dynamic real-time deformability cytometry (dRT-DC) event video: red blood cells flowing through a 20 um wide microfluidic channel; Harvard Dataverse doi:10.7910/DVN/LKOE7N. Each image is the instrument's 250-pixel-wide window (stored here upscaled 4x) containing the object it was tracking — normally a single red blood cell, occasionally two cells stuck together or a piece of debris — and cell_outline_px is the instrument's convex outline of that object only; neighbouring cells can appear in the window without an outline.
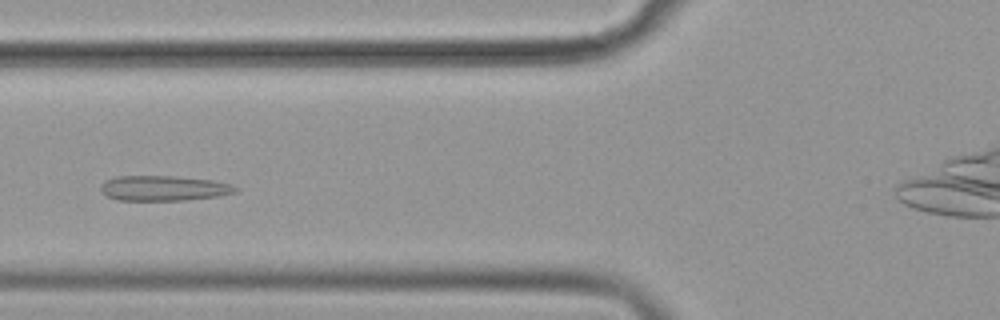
{"species": "common noctule bat (a hibernating species)", "species_latin": "Nyctalus noctula", "temperature_condition": "cold", "stored_images_in_passage": 55, "camera_frame_rate_fps": 3000, "um_per_image_px": 0.085, "animal": {"sex": "female", "body_mass_g": 19.9}, "frame": {"image": 1, "passage_image": 20, "time_ms": 6.333, "image_size_px": [1000, 320], "cell_outline_px": [[240, 188], [236, 192], [216, 196], [184, 200], [116, 200], [108, 196], [100, 188], [104, 180], [116, 176], [176, 176], [212, 180], [232, 184]], "centroid_in_image_um": [13.93, 15.99], "position_along_channel_um": 111.9, "area_um2": 19.71}}
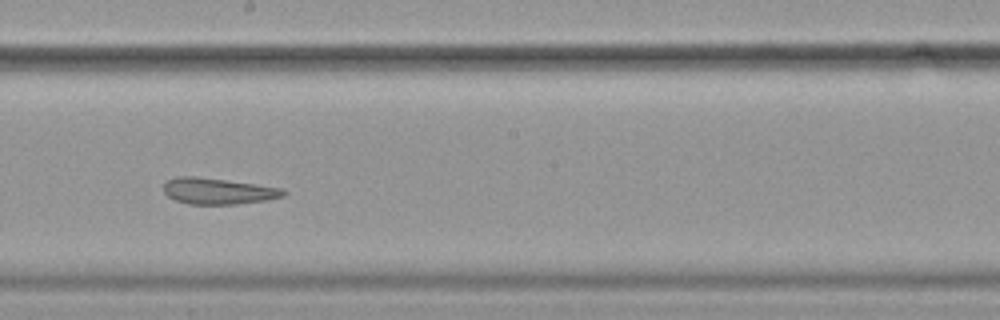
{"frame": {"image": 2, "passage_image": 30, "time_ms": 9.667, "image_size_px": [1000, 320], "cell_outline_px": [[288, 192], [284, 196], [264, 200], [236, 204], [188, 204], [176, 200], [168, 196], [164, 192], [164, 184], [168, 180], [176, 176], [196, 176], [256, 184], [284, 188]], "centroid_in_image_um": [18.54, 16.23], "position_along_channel_um": 229.7, "area_um2": 18.26}}
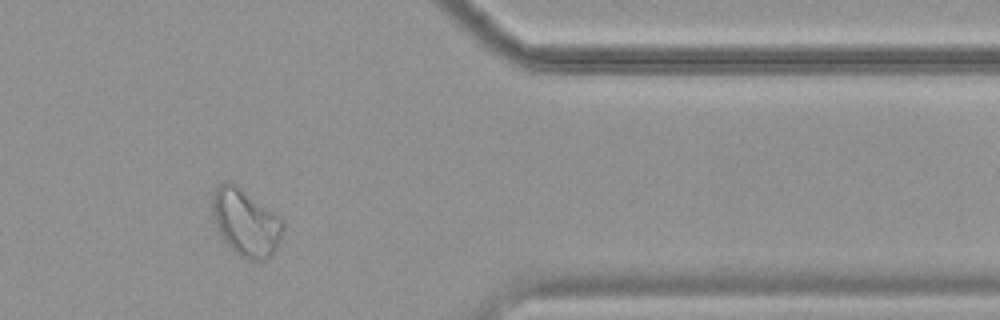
{"frame": {"image": 3, "passage_image": 45, "time_ms": 14.667, "image_size_px": [1000, 320], "cell_outline_px": [[284, 228], [276, 248], [272, 256], [264, 260], [248, 260], [240, 256], [224, 240], [212, 216], [212, 192], [224, 180], [232, 180], [280, 216], [284, 220]], "centroid_in_image_um": [20.9, 18.86], "position_along_channel_um": 390.5, "area_um2": 27.86}, "authors_computed_cell_mechanics": {"area_um2": 22.831, "velocity_mm_per_s": 3.5383, "shape_relaxation_time_tau1_ms": null, "shape_relaxation_time_tau2_ms": 2.057, "deformation_change_tau1": null, "deformation_change_tau2": 0.0917}}